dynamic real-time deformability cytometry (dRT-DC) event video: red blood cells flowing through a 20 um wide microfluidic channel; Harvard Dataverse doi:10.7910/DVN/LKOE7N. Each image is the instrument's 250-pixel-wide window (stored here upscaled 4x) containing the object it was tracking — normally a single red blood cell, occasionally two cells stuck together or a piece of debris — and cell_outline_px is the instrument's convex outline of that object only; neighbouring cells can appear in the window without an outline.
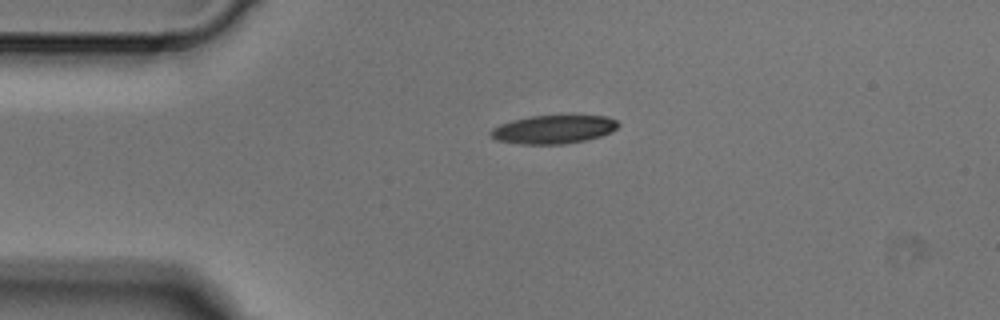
{"species": "Egyptian fruit bat (a non-hibernating species)", "species_latin": "Rousettus aegyptiacus", "temperature_condition": "cold", "stored_images_in_passage": 4, "camera_frame_rate_fps": 3000, "um_per_image_px": 0.085, "animal": {"sex": "male"}, "frame": {"image": 1, "passage_image": 1, "time_ms": 0.0, "image_size_px": [1000, 320], "cell_outline_px": [[620, 124], [612, 132], [600, 136], [584, 140], [564, 144], [520, 144], [496, 140], [488, 132], [492, 128], [500, 124], [512, 120], [532, 116], [608, 116], [616, 120]], "centroid_in_image_um": [47.04, 11.0], "position_along_channel_um": 38.0, "area_um2": 21.04}}
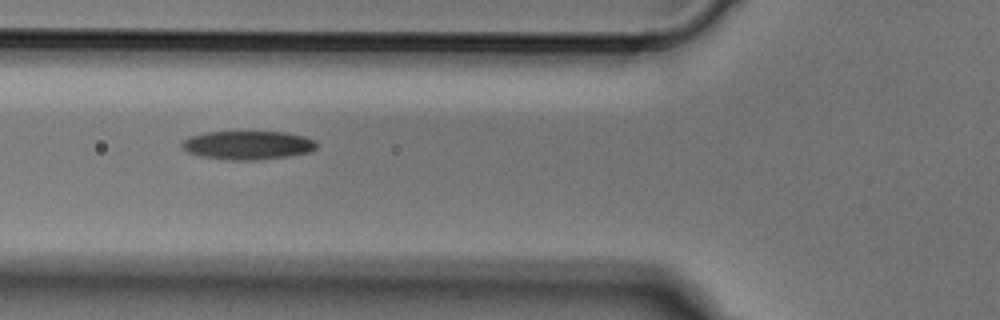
{"frame": {"image": 2, "passage_image": 3, "time_ms": 0.667, "image_size_px": [1000, 320], "cell_outline_px": [[316, 148], [312, 152], [288, 156], [256, 160], [228, 160], [200, 156], [188, 152], [180, 144], [188, 136], [208, 132], [284, 132], [304, 136], [316, 140]], "centroid_in_image_um": [21.08, 12.34], "position_along_channel_um": 104.7, "area_um2": 22.54}}
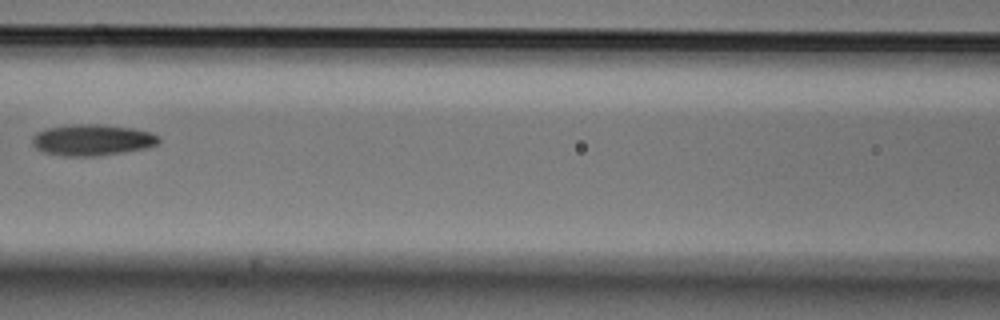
{"frame": {"image": 3, "passage_image": 4, "time_ms": 1.0, "image_size_px": [1000, 320], "cell_outline_px": [[160, 144], [148, 148], [100, 156], [64, 156], [44, 152], [36, 148], [32, 144], [32, 136], [36, 132], [48, 128], [72, 124], [100, 124], [132, 128], [152, 132], [160, 136]], "centroid_in_image_um": [7.88, 11.9], "position_along_channel_um": 158.7, "area_um2": 23.35}}